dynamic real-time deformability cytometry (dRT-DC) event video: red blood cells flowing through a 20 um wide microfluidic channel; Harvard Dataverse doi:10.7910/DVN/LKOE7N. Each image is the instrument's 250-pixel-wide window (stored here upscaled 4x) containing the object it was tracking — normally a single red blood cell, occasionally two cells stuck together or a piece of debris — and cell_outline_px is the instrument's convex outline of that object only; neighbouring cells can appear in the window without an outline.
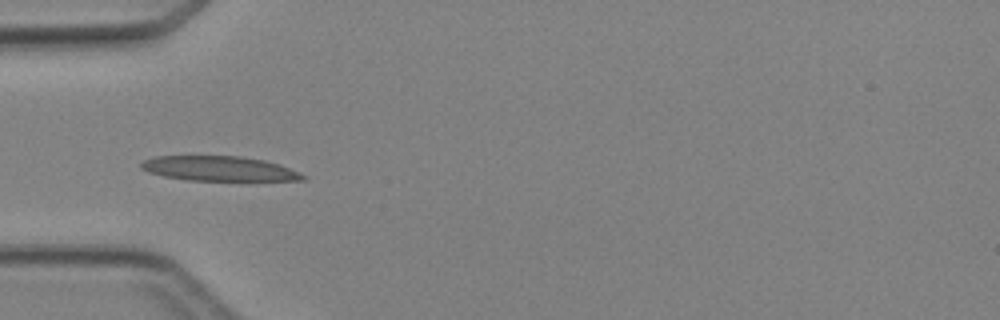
{"species": "Egyptian fruit bat (a non-hibernating species)", "species_latin": "Rousettus aegyptiacus", "temperature_condition": "cold", "stored_images_in_passage": 4, "camera_frame_rate_fps": 3000, "um_per_image_px": 0.085, "animal": {"sex": "female"}, "frame": {"image": 1, "passage_image": 3, "time_ms": 3.333, "image_size_px": [1000, 320], "cell_outline_px": [[308, 176], [304, 180], [188, 180], [164, 176], [148, 172], [140, 168], [140, 164], [144, 160], [156, 156], [240, 156], [264, 160], [280, 164]], "centroid_in_image_um": [18.62, 14.32], "position_along_channel_um": 66.4, "area_um2": 23.24}}
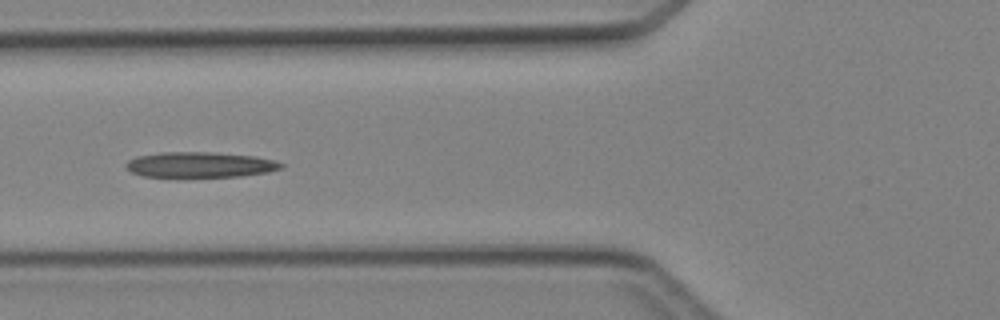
{"frame": {"image": 2, "passage_image": 4, "time_ms": 4.333, "image_size_px": [1000, 320], "cell_outline_px": [[284, 168], [268, 172], [240, 176], [144, 176], [132, 172], [124, 164], [128, 160], [136, 156], [160, 152], [212, 152], [256, 156], [272, 160], [284, 164]], "centroid_in_image_um": [17.01, 13.98], "position_along_channel_um": 108.8, "area_um2": 22.83}}